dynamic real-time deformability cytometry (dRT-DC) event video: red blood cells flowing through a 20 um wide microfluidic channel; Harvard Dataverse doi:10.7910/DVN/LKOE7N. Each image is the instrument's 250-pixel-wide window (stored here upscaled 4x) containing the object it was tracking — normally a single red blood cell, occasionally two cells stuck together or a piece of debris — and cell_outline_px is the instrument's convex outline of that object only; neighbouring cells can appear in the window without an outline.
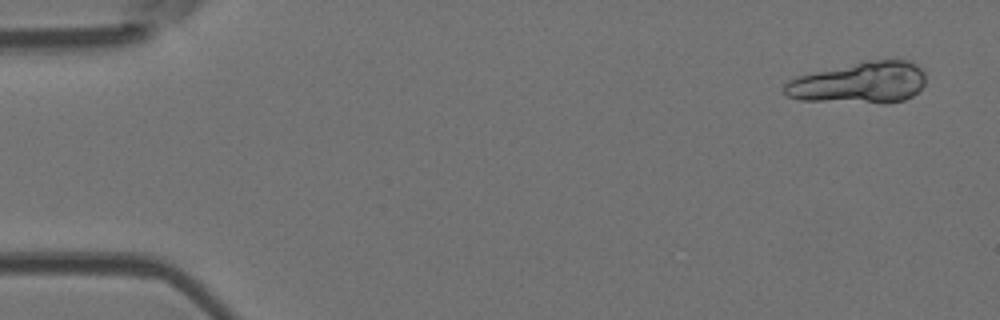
{"species": "Egyptian fruit bat (a non-hibernating species)", "species_latin": "Rousettus aegyptiacus", "temperature_condition": "room temperature", "stored_images_in_passage": 8, "segment_of_instrument_passage": [1, 2], "camera_frame_rate_fps": 3000, "um_per_image_px": 0.085, "animal": {"sex": "female"}, "frame": {"image": 1, "passage_image": 1, "time_ms": 0.0, "image_size_px": [1000, 320], "cell_outline_px": [[924, 84], [912, 96], [904, 100], [884, 104], [800, 100], [788, 96], [784, 92], [784, 84], [788, 80], [796, 76], [864, 60], [912, 60], [924, 72]], "centroid_in_image_um": [73.05, 7.03], "position_along_channel_um": 12.0, "area_um2": 34.51}}